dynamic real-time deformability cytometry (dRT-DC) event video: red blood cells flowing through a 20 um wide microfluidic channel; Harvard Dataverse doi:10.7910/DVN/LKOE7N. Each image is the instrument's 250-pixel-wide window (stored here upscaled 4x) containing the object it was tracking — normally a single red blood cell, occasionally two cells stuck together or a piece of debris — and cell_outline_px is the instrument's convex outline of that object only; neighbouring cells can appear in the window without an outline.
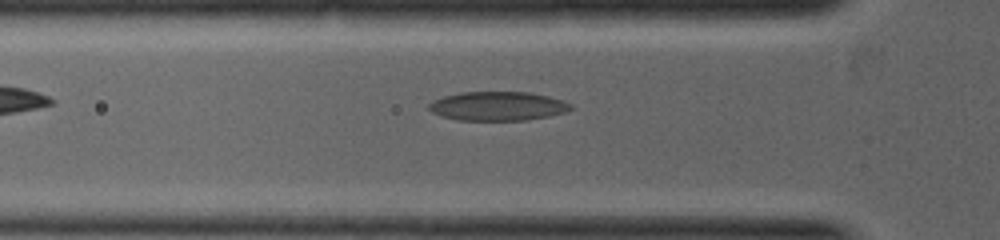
{"species": "common noctule bat (a hibernating species)", "species_latin": "Nyctalus noctula", "temperature_condition": "warm", "stored_images_in_passage": 4, "camera_frame_rate_fps": 5000, "um_per_image_px": 0.085, "animal": {"sex": "female", "body_mass_g": 19.0, "forearm_length_mm": 53.3}, "frame": {"image": 1, "passage_image": 2, "time_ms": 0.2, "image_size_px": [1000, 240], "cell_outline_px": [[572, 108], [568, 112], [528, 120], [460, 120], [440, 116], [432, 112], [428, 108], [428, 104], [432, 100], [444, 96], [460, 92], [528, 92], [548, 96], [564, 100], [572, 104]], "centroid_in_image_um": [42.32, 9.02], "position_along_channel_um": 83.5, "area_um2": 24.16}}
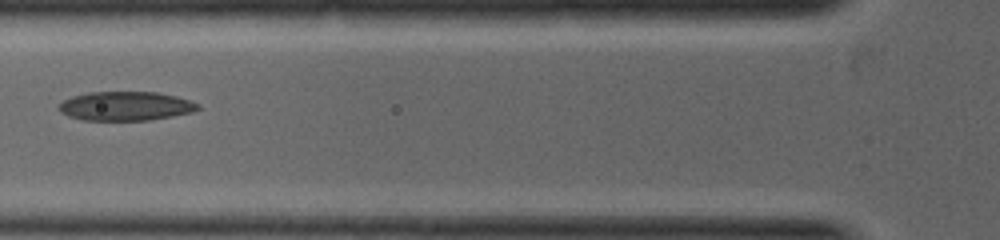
{"frame": {"image": 2, "passage_image": 3, "time_ms": 0.6, "image_size_px": [1000, 240], "cell_outline_px": [[200, 108], [192, 112], [172, 116], [148, 120], [84, 120], [68, 116], [60, 112], [56, 108], [56, 104], [72, 96], [88, 92], [156, 92], [176, 96], [200, 104]], "centroid_in_image_um": [10.63, 9.01], "position_along_channel_um": 115.2, "area_um2": 23.64}}